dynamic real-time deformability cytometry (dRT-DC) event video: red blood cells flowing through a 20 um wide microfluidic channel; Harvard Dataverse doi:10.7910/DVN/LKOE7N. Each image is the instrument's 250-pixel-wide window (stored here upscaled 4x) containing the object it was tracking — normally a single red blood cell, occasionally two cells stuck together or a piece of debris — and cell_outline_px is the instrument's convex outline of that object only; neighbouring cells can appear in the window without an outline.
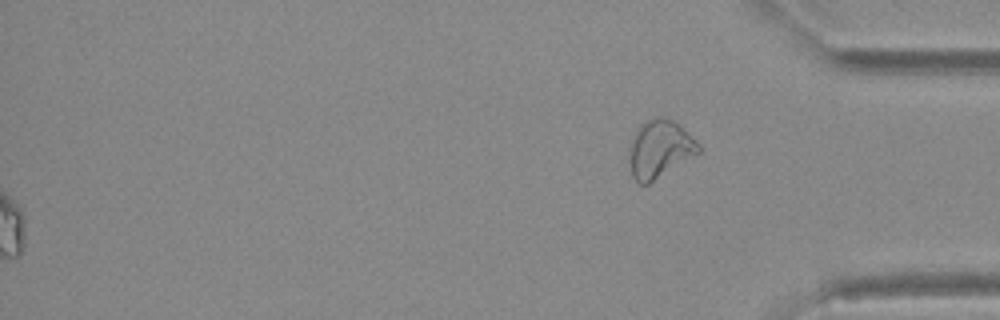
{"species": "Egyptian fruit bat (a non-hibernating species)", "species_latin": "Rousettus aegyptiacus", "temperature_condition": "warm", "stored_images_in_passage": 39, "segment_of_instrument_passage": [2, 2], "camera_frame_rate_fps": 3000, "um_per_image_px": 0.085, "animal": {"sex": "female"}, "frame": {"image": 1, "passage_image": 39, "time_ms": 12.667, "image_size_px": [1000, 320], "cell_outline_px": [[700, 152], [648, 184], [640, 184], [632, 176], [632, 140], [640, 124], [648, 120], [660, 116], [664, 116], [672, 120], [684, 128], [700, 144]], "centroid_in_image_um": [56.13, 12.64], "position_along_channel_um": 379.1, "area_um2": 22.6}}